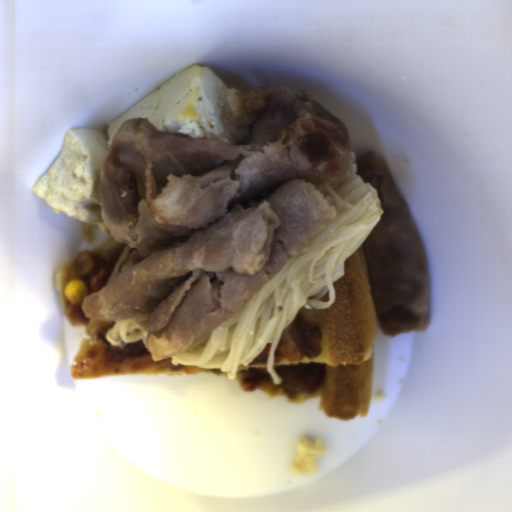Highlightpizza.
I'll return each instance as SVG.
<instances>
[{
	"mask_svg": "<svg viewBox=\"0 0 512 512\" xmlns=\"http://www.w3.org/2000/svg\"><path fill=\"white\" fill-rule=\"evenodd\" d=\"M334 302L324 309L300 310L276 344L273 367L324 365L325 378L313 395L297 396L274 384L267 344L249 364L237 367L235 378L244 392L260 389L270 398L319 407L339 421L365 418L370 410L378 321L363 244L344 260V275L333 282Z\"/></svg>",
	"mask_w": 512,
	"mask_h": 512,
	"instance_id": "pizza-1",
	"label": "pizza"
},
{
	"mask_svg": "<svg viewBox=\"0 0 512 512\" xmlns=\"http://www.w3.org/2000/svg\"><path fill=\"white\" fill-rule=\"evenodd\" d=\"M76 258L62 265L56 274L57 291L66 318L72 327L84 326L85 336L71 363V378L86 379L114 375H189L215 374L228 376V372L215 368L172 365V358L154 360L147 343L127 342L112 346L106 333L117 321L95 320L86 317L82 304H74L65 295L68 283L78 280Z\"/></svg>",
	"mask_w": 512,
	"mask_h": 512,
	"instance_id": "pizza-2",
	"label": "pizza"
},
{
	"mask_svg": "<svg viewBox=\"0 0 512 512\" xmlns=\"http://www.w3.org/2000/svg\"><path fill=\"white\" fill-rule=\"evenodd\" d=\"M132 251V245L125 241H117L112 236L86 252L95 257L104 267L108 277L106 286L131 265L130 255Z\"/></svg>",
	"mask_w": 512,
	"mask_h": 512,
	"instance_id": "pizza-3",
	"label": "pizza"
}]
</instances>
